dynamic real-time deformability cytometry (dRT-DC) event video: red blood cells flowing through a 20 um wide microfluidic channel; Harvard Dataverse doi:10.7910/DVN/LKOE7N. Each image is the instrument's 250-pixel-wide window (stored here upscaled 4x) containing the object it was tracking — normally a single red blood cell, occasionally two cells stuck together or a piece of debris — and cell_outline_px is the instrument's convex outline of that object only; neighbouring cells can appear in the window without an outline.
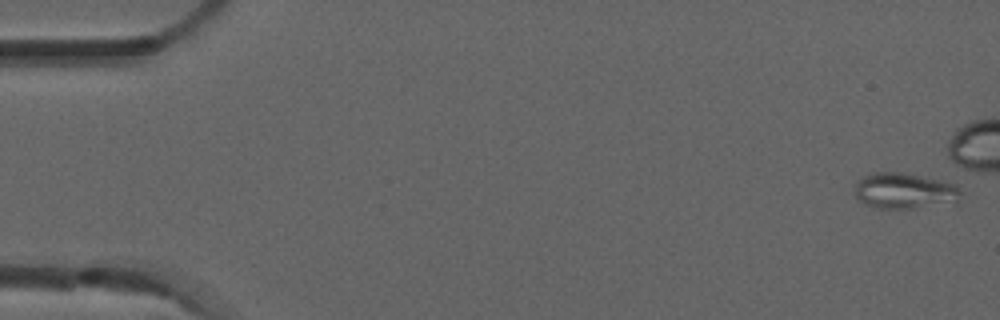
{"species": "common noctule bat (a hibernating species)", "species_latin": "Nyctalus noctula", "temperature_condition": "room temperature", "stored_images_in_passage": 6, "camera_frame_rate_fps": 3000, "um_per_image_px": 0.085, "animal": {"sex": "male", "forearm_length_mm": 52.5}, "frame": {"image": 1, "passage_image": 1, "time_ms": 0.0, "image_size_px": [1000, 320], "cell_outline_px": [[964, 192], [956, 204], [912, 208], [872, 208], [856, 200], [856, 180], [872, 172], [896, 172], [940, 180], [952, 184]], "centroid_in_image_um": [76.89, 16.25], "position_along_channel_um": 8.1, "area_um2": 22.43}}